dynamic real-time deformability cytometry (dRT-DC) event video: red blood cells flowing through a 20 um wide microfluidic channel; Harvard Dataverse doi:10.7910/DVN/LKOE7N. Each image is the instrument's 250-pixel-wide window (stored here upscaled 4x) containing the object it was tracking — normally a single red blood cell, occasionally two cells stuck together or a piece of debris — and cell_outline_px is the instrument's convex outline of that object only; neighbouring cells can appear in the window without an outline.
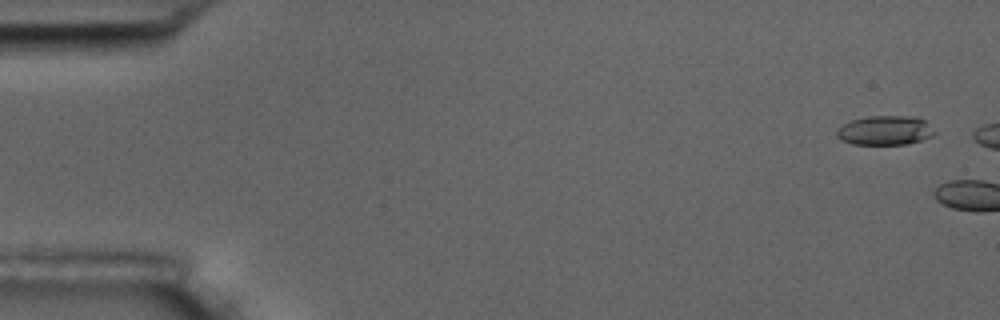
{"species": "common noctule bat (a hibernating species)", "species_latin": "Nyctalus noctula", "temperature_condition": "room temperature", "stored_images_in_passage": 2, "camera_frame_rate_fps": 3000, "um_per_image_px": 0.085, "animal": {"sex": "male", "body_mass_g": 17.5, "forearm_length_mm": 52.3}, "frame": {"image": 1, "passage_image": 1, "time_ms": 0.0, "image_size_px": [1000, 320], "cell_outline_px": [[936, 132], [932, 136], [908, 144], [852, 144], [840, 140], [836, 136], [836, 128], [852, 120], [868, 116], [916, 116], [924, 120]], "centroid_in_image_um": [75.2, 11.08], "position_along_channel_um": 9.8, "area_um2": 16.76}}